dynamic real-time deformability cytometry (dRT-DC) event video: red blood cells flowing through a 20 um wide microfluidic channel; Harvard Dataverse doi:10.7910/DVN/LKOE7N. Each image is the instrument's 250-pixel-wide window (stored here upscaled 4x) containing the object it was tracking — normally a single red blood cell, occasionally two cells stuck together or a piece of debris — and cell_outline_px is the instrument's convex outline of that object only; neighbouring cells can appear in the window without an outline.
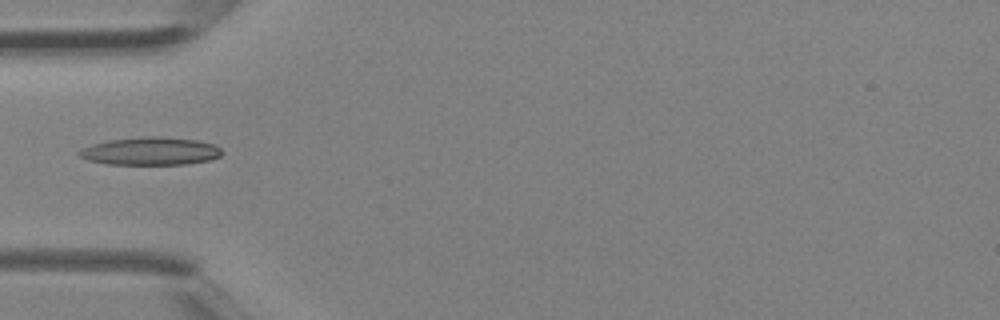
{"species": "Egyptian fruit bat (a non-hibernating species)", "species_latin": "Rousettus aegyptiacus", "temperature_condition": "room temperature", "stored_images_in_passage": 4, "camera_frame_rate_fps": 3000, "um_per_image_px": 0.085, "animal": {"sex": "female"}, "frame": {"image": 1, "passage_image": 4, "time_ms": 1.0, "image_size_px": [1000, 320], "cell_outline_px": [[224, 152], [220, 156], [208, 160], [188, 164], [108, 164], [88, 160], [80, 156], [76, 152], [92, 144], [108, 140], [152, 136], [156, 136], [196, 140], [216, 144]], "centroid_in_image_um": [12.82, 12.85], "position_along_channel_um": 72.2, "area_um2": 23.06}}